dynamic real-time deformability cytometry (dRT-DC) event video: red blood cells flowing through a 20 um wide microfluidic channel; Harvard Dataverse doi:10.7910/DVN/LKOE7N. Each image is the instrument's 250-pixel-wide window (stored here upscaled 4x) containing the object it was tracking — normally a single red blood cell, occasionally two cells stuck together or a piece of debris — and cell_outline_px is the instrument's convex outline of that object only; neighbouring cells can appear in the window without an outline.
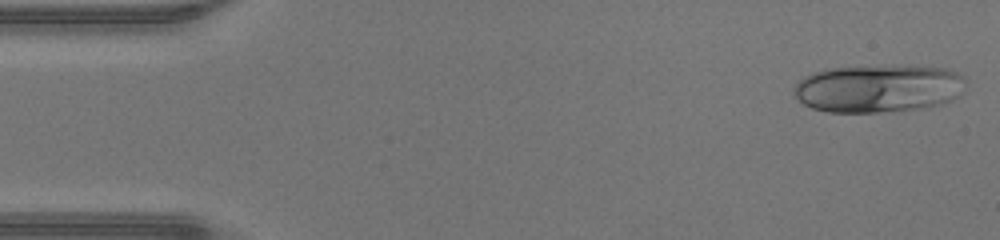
{"species": "human", "species_latin": "Homo sapiens", "temperature_condition": "warm", "stored_images_in_passage": 45, "camera_frame_rate_fps": 3000, "um_per_image_px": 0.085, "donor": {"sex": "male"}, "frame": {"image": 1, "passage_image": 1, "time_ms": 0.0, "image_size_px": [1000, 240], "cell_outline_px": [[968, 80], [960, 96], [952, 100], [928, 108], [876, 112], [828, 112], [812, 108], [804, 104], [792, 92], [792, 88], [804, 76], [812, 72], [828, 68], [944, 68], [956, 72], [964, 76]], "centroid_in_image_um": [74.67, 7.56], "position_along_channel_um": 10.3, "area_um2": 47.22}}
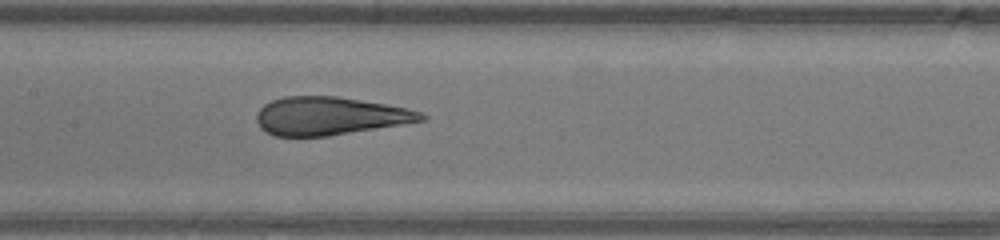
{"frame": {"image": 2, "passage_image": 21, "time_ms": 6.667, "image_size_px": [1000, 240], "cell_outline_px": [[428, 120], [328, 136], [272, 136], [264, 132], [260, 128], [256, 120], [256, 116], [260, 108], [264, 104], [272, 100], [284, 96], [336, 96], [408, 108], [420, 112], [428, 116]], "centroid_in_image_um": [28.01, 9.86], "position_along_channel_um": 179.4, "area_um2": 36.65}}
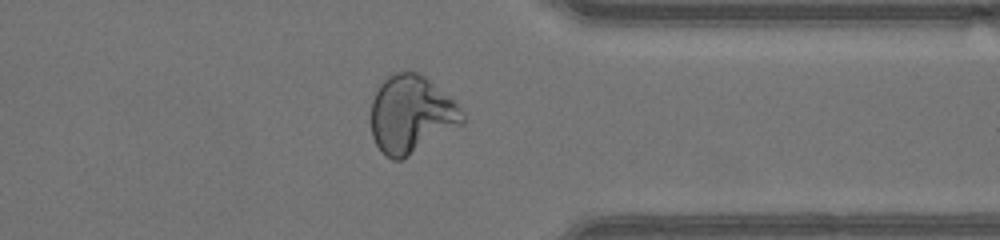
{"frame": {"image": 3, "passage_image": 35, "time_ms": 11.333, "image_size_px": [1000, 240], "cell_outline_px": [[464, 124], [408, 156], [400, 160], [392, 160], [376, 144], [372, 136], [372, 100], [384, 76], [396, 72], [416, 72], [424, 76], [448, 96], [464, 112]], "centroid_in_image_um": [34.96, 9.72], "position_along_channel_um": 376.4, "area_um2": 40.98}, "authors_computed_cell_mechanics": {"area_um2": 41.905, "velocity_mm_per_s": 4.3773, "shape_relaxation_time_tau1_ms": 7.6928, "shape_relaxation_time_tau2_ms": null, "deformation_change_tau1": 0.2632, "deformation_change_tau2": null}}